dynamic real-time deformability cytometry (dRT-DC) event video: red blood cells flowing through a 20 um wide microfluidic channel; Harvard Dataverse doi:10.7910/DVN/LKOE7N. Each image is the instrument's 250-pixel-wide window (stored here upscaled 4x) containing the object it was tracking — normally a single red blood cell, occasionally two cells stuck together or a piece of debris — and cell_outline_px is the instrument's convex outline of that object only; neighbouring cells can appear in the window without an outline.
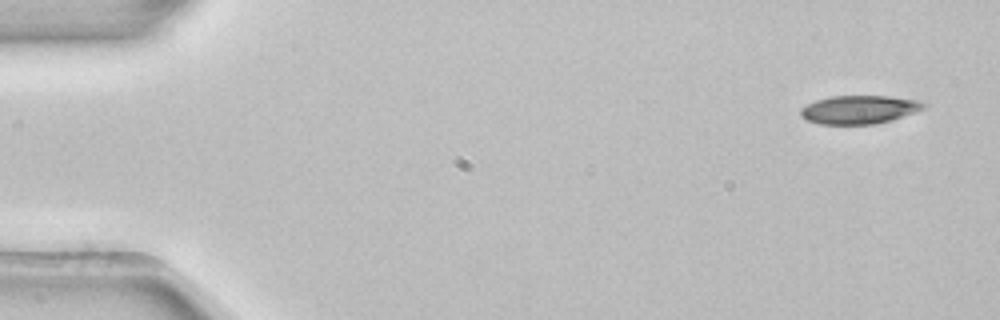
{"species": "common noctule bat (a hibernating species)", "species_latin": "Nyctalus noctula", "temperature_condition": "room temperature", "stored_images_in_passage": 4, "camera_frame_rate_fps": 3000, "um_per_image_px": 0.085, "animal": {"sex": "female", "body_mass_g": 22.7, "forearm_length_mm": 54.2}, "frame": {"image": 1, "passage_image": 1, "time_ms": 0.0, "image_size_px": [1000, 320], "cell_outline_px": [[928, 104], [924, 108], [916, 112], [892, 120], [876, 124], [820, 124], [804, 120], [800, 116], [800, 108], [816, 100], [832, 96], [888, 96], [916, 100]], "centroid_in_image_um": [73.01, 9.32], "position_along_channel_um": 12.0, "area_um2": 20.46}}
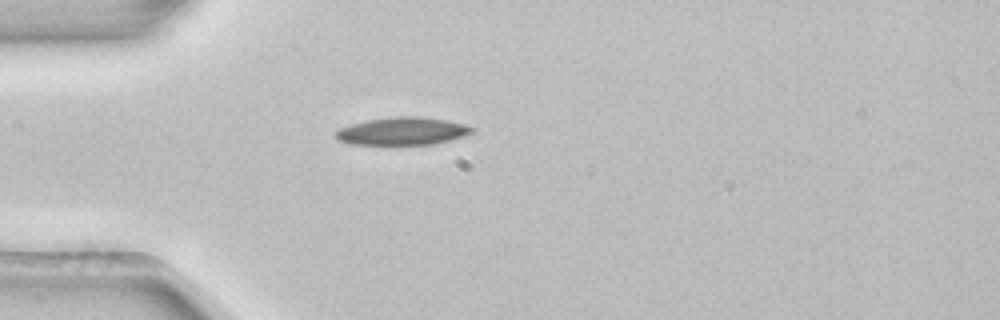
{"frame": {"image": 2, "passage_image": 4, "time_ms": 1.0, "image_size_px": [1000, 320], "cell_outline_px": [[476, 132], [464, 136], [432, 144], [352, 144], [340, 140], [336, 136], [336, 128], [368, 120], [392, 116], [420, 116], [448, 120], [464, 124], [476, 128]], "centroid_in_image_um": [34.25, 11.13], "position_along_channel_um": 50.7, "area_um2": 22.02}}